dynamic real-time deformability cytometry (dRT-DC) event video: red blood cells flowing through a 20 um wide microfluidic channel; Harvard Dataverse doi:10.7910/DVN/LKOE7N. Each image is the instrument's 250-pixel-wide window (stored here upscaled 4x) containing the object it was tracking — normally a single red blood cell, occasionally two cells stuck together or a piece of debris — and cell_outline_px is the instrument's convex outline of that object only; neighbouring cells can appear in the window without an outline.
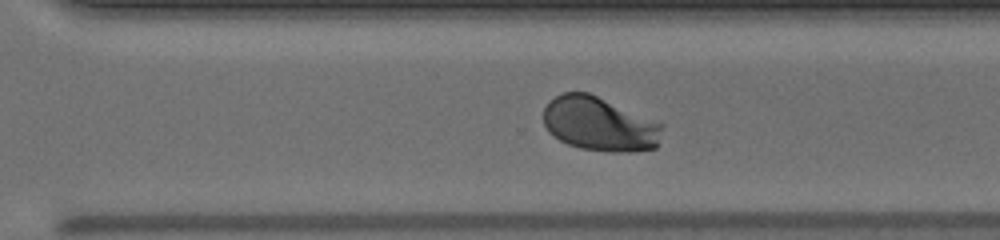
{"species": "human", "species_latin": "Homo sapiens", "temperature_condition": "warm", "stored_images_in_passage": 37, "camera_frame_rate_fps": 3000, "um_per_image_px": 0.085, "donor": {"sex": "male"}, "frame": {"image": 1, "passage_image": 32, "time_ms": 10.333, "image_size_px": [1000, 240], "cell_outline_px": [[664, 124], [656, 148], [632, 152], [608, 152], [580, 148], [568, 144], [560, 140], [548, 132], [544, 124], [544, 108], [556, 96], [564, 92], [588, 92]], "centroid_in_image_um": [50.97, 10.56], "position_along_channel_um": 319.6, "area_um2": 37.4}}